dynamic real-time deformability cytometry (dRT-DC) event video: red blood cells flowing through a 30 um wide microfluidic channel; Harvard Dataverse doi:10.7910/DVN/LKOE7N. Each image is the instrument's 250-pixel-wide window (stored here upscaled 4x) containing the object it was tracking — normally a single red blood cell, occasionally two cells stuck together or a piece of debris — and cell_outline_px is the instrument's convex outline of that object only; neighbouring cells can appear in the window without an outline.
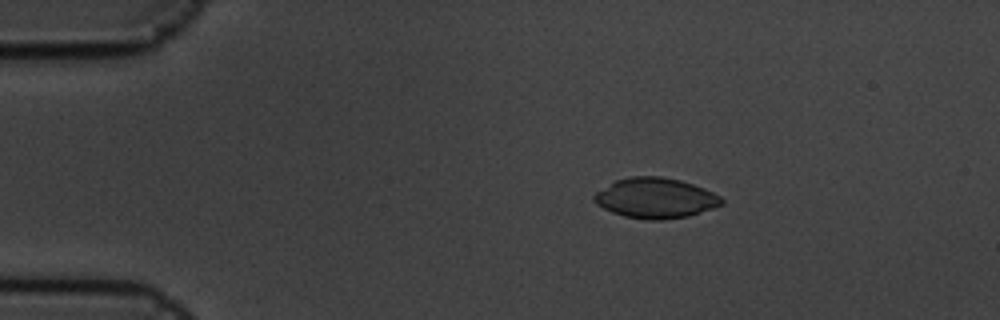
{"species": "common noctule bat (a hibernating species)", "species_latin": "Nyctalus noctula", "temperature_condition": "cold", "stored_images_in_passage": 4, "camera_frame_rate_fps": 3000, "um_per_image_px": 0.085, "animal": {"sex": "male", "body_mass_g": 19.5, "forearm_length_mm": 54.6}, "frame": {"image": 1, "passage_image": 2, "time_ms": 0.333, "image_size_px": [1000, 320], "cell_outline_px": [[724, 204], [688, 216], [664, 220], [648, 220], [624, 216], [612, 212], [596, 204], [592, 200], [592, 196], [596, 192], [616, 180], [632, 176], [660, 176], [680, 180], [704, 188], [720, 196], [724, 200]], "centroid_in_image_um": [55.71, 16.84], "position_along_channel_um": 29.3, "area_um2": 29.88}}